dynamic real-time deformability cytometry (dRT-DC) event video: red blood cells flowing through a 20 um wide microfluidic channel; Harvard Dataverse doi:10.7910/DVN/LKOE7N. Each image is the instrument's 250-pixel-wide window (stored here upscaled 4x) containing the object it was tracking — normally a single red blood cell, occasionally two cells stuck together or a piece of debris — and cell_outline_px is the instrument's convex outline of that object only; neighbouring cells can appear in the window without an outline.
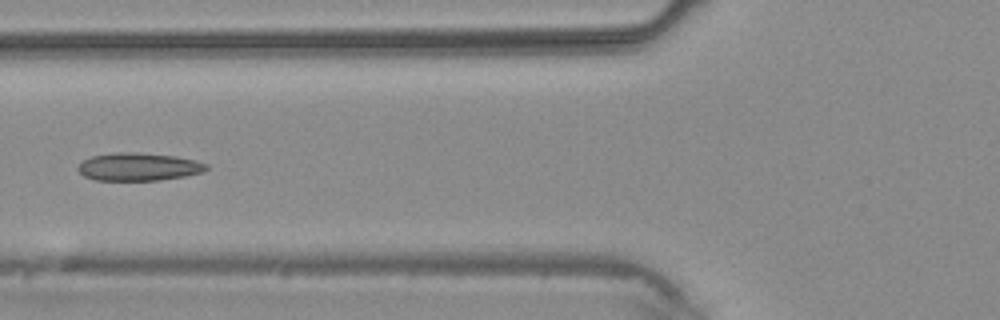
{"species": "common noctule bat (a hibernating species)", "species_latin": "Nyctalus noctula", "temperature_condition": "warm", "stored_images_in_passage": 3, "camera_frame_rate_fps": 3000, "um_per_image_px": 0.085, "animal": {"sex": "male", "body_mass_g": 20.4}, "frame": {"image": 1, "passage_image": 3, "time_ms": 3.0, "image_size_px": [1000, 320], "cell_outline_px": [[208, 168], [204, 172], [184, 176], [160, 180], [96, 180], [84, 176], [76, 168], [84, 160], [92, 156], [116, 152], [136, 152], [176, 156], [196, 160], [208, 164]], "centroid_in_image_um": [11.81, 14.17], "position_along_channel_um": 114.0, "area_um2": 20.87}}